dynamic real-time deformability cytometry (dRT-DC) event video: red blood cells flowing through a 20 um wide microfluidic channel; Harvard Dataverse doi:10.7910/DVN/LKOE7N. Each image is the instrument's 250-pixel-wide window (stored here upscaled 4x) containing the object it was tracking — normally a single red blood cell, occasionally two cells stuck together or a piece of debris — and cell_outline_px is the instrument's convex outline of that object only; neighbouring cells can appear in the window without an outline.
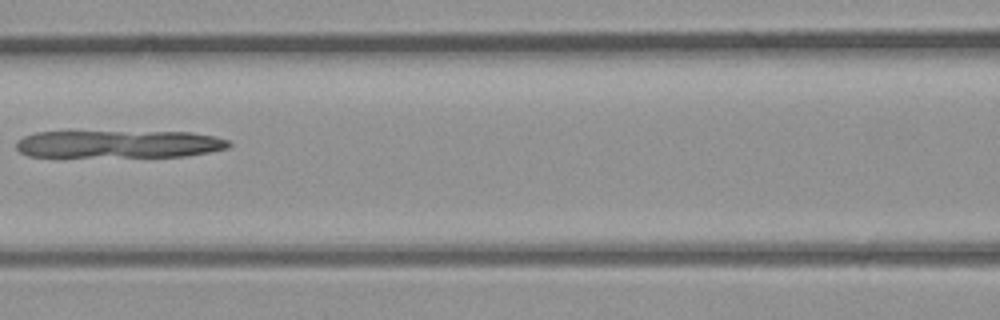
{"species": "common noctule bat (a hibernating species)", "species_latin": "Nyctalus noctula", "temperature_condition": "room temperature", "stored_images_in_passage": 33, "camera_frame_rate_fps": 3000, "um_per_image_px": 0.085, "animal": {"sex": "male", "body_mass_g": 23.1, "forearm_length_mm": 52.7}, "frame": {"image": 1, "passage_image": 13, "time_ms": 4.0, "image_size_px": [1000, 320], "cell_outline_px": [[232, 144], [228, 148], [208, 152], [184, 156], [28, 156], [20, 152], [16, 148], [16, 144], [24, 136], [36, 132], [192, 132], [216, 136], [228, 140]], "centroid_in_image_um": [10.15, 12.24], "position_along_channel_um": 156.5, "area_um2": 33.87}}